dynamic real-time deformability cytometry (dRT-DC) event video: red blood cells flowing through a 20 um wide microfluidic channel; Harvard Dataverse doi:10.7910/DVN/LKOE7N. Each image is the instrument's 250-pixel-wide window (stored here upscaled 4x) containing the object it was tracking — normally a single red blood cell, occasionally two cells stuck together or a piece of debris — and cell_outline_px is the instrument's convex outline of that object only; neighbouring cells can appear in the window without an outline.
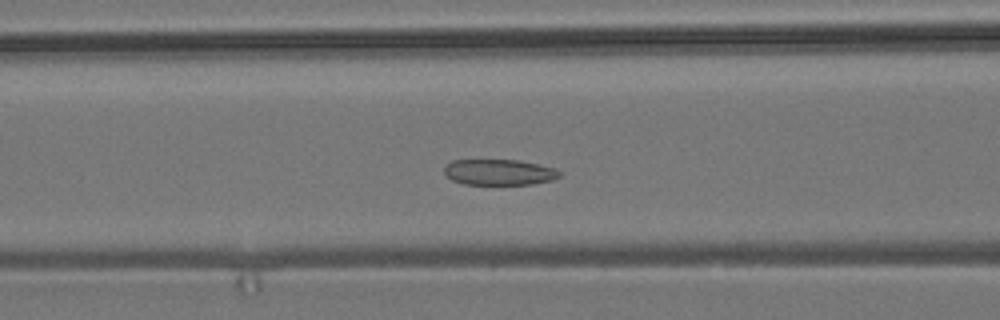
{"species": "common noctule bat (a hibernating species)", "species_latin": "Nyctalus noctula", "temperature_condition": "room temperature", "stored_images_in_passage": 53, "camera_frame_rate_fps": 3000, "um_per_image_px": 0.085, "animal": {"sex": "male", "body_mass_g": 19.2, "forearm_length_mm": 51.8}, "frame": {"image": 1, "passage_image": 20, "time_ms": 6.333, "image_size_px": [1000, 320], "cell_outline_px": [[560, 176], [552, 180], [532, 184], [464, 184], [452, 180], [444, 172], [444, 168], [452, 160], [520, 160], [556, 168], [560, 172]], "centroid_in_image_um": [42.45, 14.63], "position_along_channel_um": 124.2, "area_um2": 17.28}}
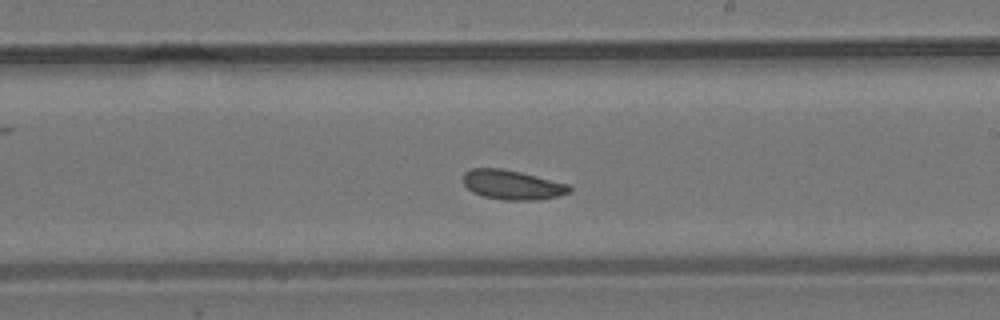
{"frame": {"image": 2, "passage_image": 30, "time_ms": 9.667, "image_size_px": [1000, 320], "cell_outline_px": [[572, 192], [540, 200], [504, 200], [484, 196], [472, 192], [464, 184], [464, 172], [472, 168], [500, 168], [520, 172], [568, 184], [572, 188]], "centroid_in_image_um": [43.55, 15.71], "position_along_channel_um": 245.5, "area_um2": 18.15}}
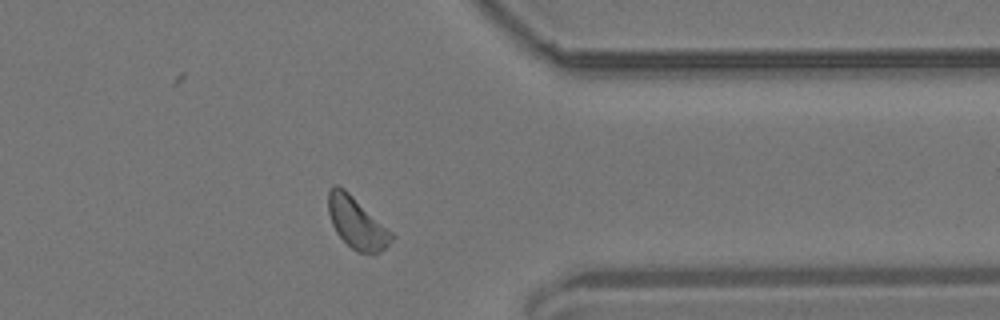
{"frame": {"image": 3, "passage_image": 42, "time_ms": 13.667, "image_size_px": [1000, 320], "cell_outline_px": [[396, 236], [376, 256], [372, 256], [356, 252], [336, 232], [332, 224], [328, 212], [328, 192], [332, 184], [336, 184], [344, 188], [392, 232]], "centroid_in_image_um": [30.33, 18.97], "position_along_channel_um": 381.1, "area_um2": 19.07}, "authors_computed_cell_mechanics": {"area_um2": 18.7272, "velocity_mm_per_s": 3.6468, "shape_relaxation_time_tau1_ms": null, "shape_relaxation_time_tau2_ms": 9.8543, "deformation_change_tau1": null, "deformation_change_tau2": 0.1484}}